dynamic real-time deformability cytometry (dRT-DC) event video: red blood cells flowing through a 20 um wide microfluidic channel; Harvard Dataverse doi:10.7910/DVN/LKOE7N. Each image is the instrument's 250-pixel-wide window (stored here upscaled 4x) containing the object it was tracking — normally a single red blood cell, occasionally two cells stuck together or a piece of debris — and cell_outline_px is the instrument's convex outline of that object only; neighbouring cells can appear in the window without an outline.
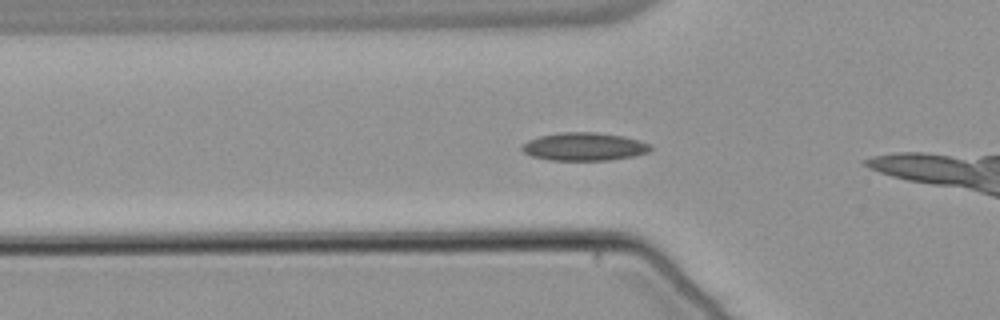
{"species": "common noctule bat (a hibernating species)", "species_latin": "Nyctalus noctula", "temperature_condition": "warm", "stored_images_in_passage": 34, "camera_frame_rate_fps": 3000, "um_per_image_px": 0.085, "animal": {"sex": "male", "body_mass_g": 21.5, "forearm_length_mm": 52.0}, "frame": {"image": 1, "passage_image": 9, "time_ms": 2.667, "image_size_px": [1000, 320], "cell_outline_px": [[652, 148], [648, 152], [632, 156], [608, 160], [552, 160], [532, 156], [524, 152], [520, 148], [520, 144], [528, 140], [540, 136], [560, 132], [596, 132], [624, 136], [648, 144]], "centroid_in_image_um": [49.6, 12.46], "position_along_channel_um": 76.2, "area_um2": 20.87}}
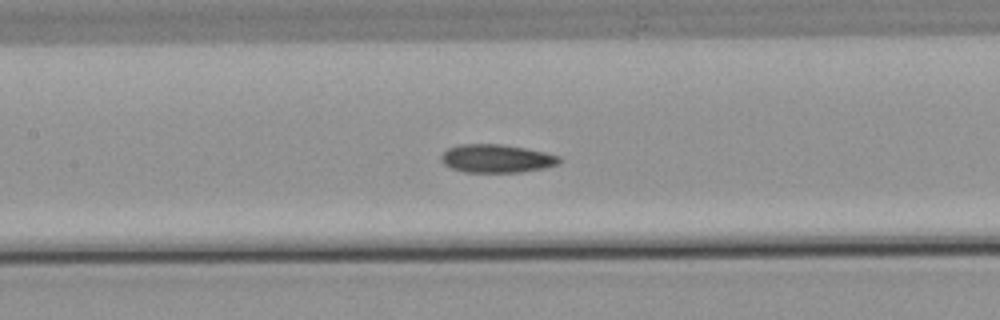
{"frame": {"image": 2, "passage_image": 16, "time_ms": 5.0, "image_size_px": [1000, 320], "cell_outline_px": [[560, 164], [544, 168], [520, 172], [464, 172], [452, 168], [444, 164], [440, 160], [440, 156], [448, 148], [460, 144], [500, 144], [524, 148], [544, 152], [560, 156]], "centroid_in_image_um": [42.2, 13.48], "position_along_channel_um": 165.2, "area_um2": 19.42}}
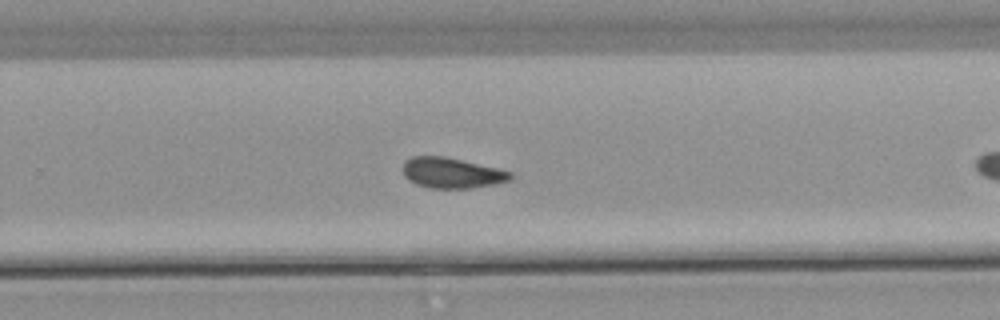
{"frame": {"image": 3, "passage_image": 26, "time_ms": 8.333, "image_size_px": [1000, 320], "cell_outline_px": [[512, 180], [496, 184], [468, 188], [428, 188], [416, 184], [408, 180], [404, 176], [404, 160], [412, 156], [444, 156], [496, 168], [512, 172]], "centroid_in_image_um": [38.39, 14.7], "position_along_channel_um": 291.4, "area_um2": 19.07}}